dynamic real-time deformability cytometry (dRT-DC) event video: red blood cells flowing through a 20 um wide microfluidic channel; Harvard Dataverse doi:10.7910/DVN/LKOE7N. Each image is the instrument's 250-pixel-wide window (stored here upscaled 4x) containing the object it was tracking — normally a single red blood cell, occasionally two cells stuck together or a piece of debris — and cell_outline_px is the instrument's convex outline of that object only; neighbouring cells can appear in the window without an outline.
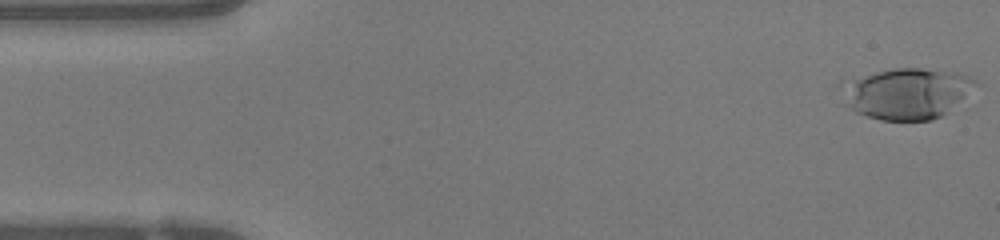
{"species": "human", "species_latin": "Homo sapiens", "temperature_condition": "warm", "stored_images_in_passage": 36, "camera_frame_rate_fps": 3000, "um_per_image_px": 0.085, "donor": {"sex": "female"}, "frame": {"image": 1, "passage_image": 1, "time_ms": 0.0, "image_size_px": [1000, 240], "cell_outline_px": [[980, 84], [948, 112], [932, 120], [880, 120], [856, 112], [840, 104], [836, 88], [836, 84], [840, 80], [876, 72], [896, 68], [920, 68], [956, 72], [972, 76]], "centroid_in_image_um": [76.94, 7.93], "position_along_channel_um": 8.1, "area_um2": 41.1}}
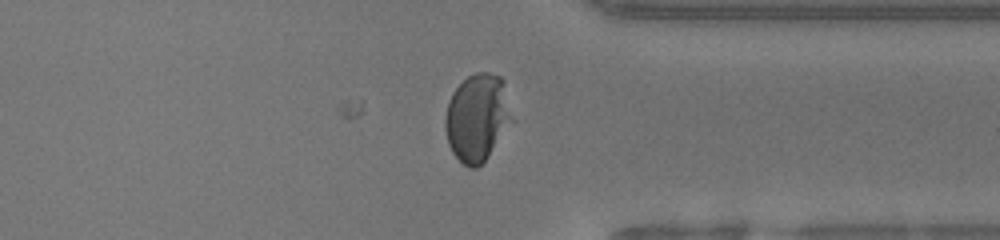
{"frame": {"image": 2, "passage_image": 36, "time_ms": 11.667, "image_size_px": [1000, 240], "cell_outline_px": [[512, 120], [484, 160], [476, 168], [468, 168], [452, 152], [448, 144], [444, 128], [444, 120], [448, 100], [452, 92], [468, 76], [476, 72], [488, 72], [500, 76], [504, 80]], "centroid_in_image_um": [40.52, 9.96], "position_along_channel_um": 370.9, "area_um2": 33.58}}